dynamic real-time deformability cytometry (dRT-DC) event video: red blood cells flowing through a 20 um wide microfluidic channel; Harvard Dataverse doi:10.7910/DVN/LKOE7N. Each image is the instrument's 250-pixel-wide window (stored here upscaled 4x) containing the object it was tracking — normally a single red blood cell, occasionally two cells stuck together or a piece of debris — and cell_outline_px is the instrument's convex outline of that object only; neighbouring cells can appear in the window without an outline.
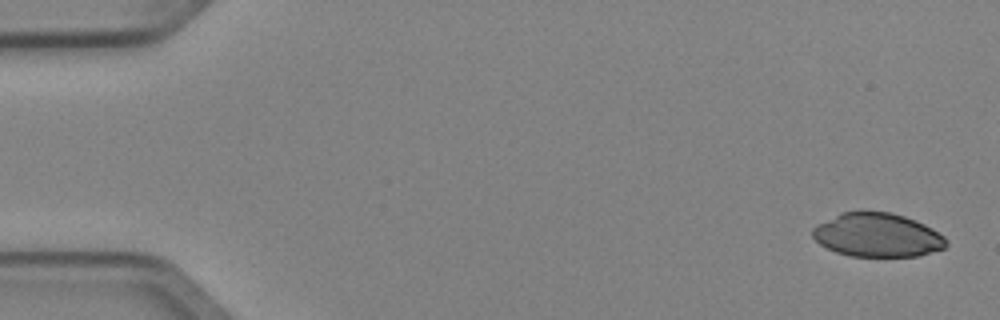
{"species": "Egyptian fruit bat (a non-hibernating species)", "species_latin": "Rousettus aegyptiacus", "temperature_condition": "cold", "stored_images_in_passage": 3, "camera_frame_rate_fps": 3000, "um_per_image_px": 0.085, "animal": {"sex": "female"}, "frame": {"image": 1, "passage_image": 1, "time_ms": 0.0, "image_size_px": [1000, 320], "cell_outline_px": [[948, 244], [944, 248], [916, 256], [852, 256], [836, 252], [820, 244], [812, 236], [812, 228], [816, 224], [844, 212], [892, 212], [916, 220], [932, 228], [944, 236], [948, 240]], "centroid_in_image_um": [74.59, 19.98], "position_along_channel_um": 10.4, "area_um2": 33.87}}